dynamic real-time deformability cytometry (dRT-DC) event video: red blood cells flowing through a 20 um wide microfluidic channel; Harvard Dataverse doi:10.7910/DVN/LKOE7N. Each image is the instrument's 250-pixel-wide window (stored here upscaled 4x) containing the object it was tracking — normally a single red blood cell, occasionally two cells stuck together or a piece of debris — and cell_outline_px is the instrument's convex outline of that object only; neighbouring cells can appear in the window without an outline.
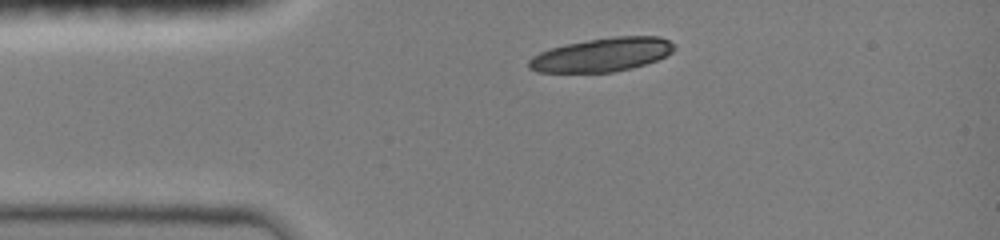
{"species": "common noctule bat (a hibernating species)", "species_latin": "Nyctalus noctula", "temperature_condition": "room temperature", "stored_images_in_passage": 2, "camera_frame_rate_fps": 3000, "um_per_image_px": 0.085, "animal": {"sex": "female", "body_mass_g": 19.0, "forearm_length_mm": 51.5}, "frame": {"image": 1, "passage_image": 1, "time_ms": 0.0, "image_size_px": [1000, 240], "cell_outline_px": [[676, 48], [672, 52], [656, 60], [644, 64], [612, 72], [536, 72], [528, 68], [528, 60], [532, 56], [540, 52], [552, 48], [568, 44], [588, 40], [612, 36], [660, 36], [676, 44]], "centroid_in_image_um": [51.17, 4.64], "position_along_channel_um": 33.8, "area_um2": 28.38}}